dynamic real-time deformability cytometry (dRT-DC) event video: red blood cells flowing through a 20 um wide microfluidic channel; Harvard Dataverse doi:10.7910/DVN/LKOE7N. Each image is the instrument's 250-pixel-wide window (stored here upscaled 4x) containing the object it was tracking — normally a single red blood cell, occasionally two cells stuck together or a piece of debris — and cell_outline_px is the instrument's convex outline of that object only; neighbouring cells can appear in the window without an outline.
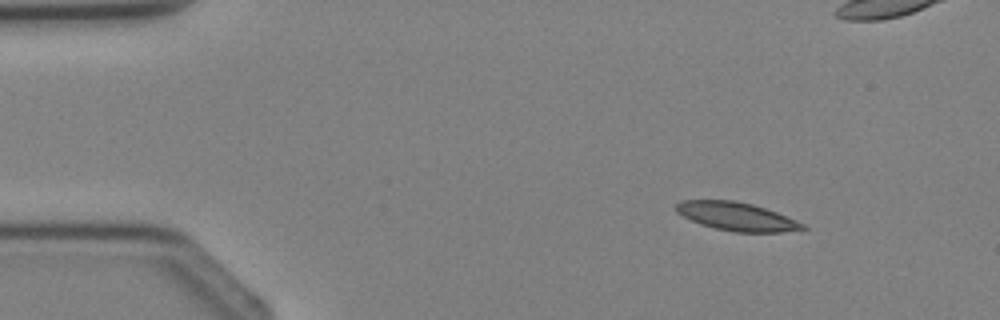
{"species": "Egyptian fruit bat (a non-hibernating species)", "species_latin": "Rousettus aegyptiacus", "temperature_condition": "cold", "stored_images_in_passage": 3, "camera_frame_rate_fps": 3000, "um_per_image_px": 0.085, "animal": {"sex": "female"}, "frame": {"image": 1, "passage_image": 1, "time_ms": 0.0, "image_size_px": [1000, 320], "cell_outline_px": [[808, 228], [780, 232], [736, 232], [716, 228], [700, 224], [676, 212], [676, 204], [680, 200], [736, 200], [752, 204], [776, 212], [804, 224]], "centroid_in_image_um": [62.59, 18.39], "position_along_channel_um": 22.4, "area_um2": 20.63}}